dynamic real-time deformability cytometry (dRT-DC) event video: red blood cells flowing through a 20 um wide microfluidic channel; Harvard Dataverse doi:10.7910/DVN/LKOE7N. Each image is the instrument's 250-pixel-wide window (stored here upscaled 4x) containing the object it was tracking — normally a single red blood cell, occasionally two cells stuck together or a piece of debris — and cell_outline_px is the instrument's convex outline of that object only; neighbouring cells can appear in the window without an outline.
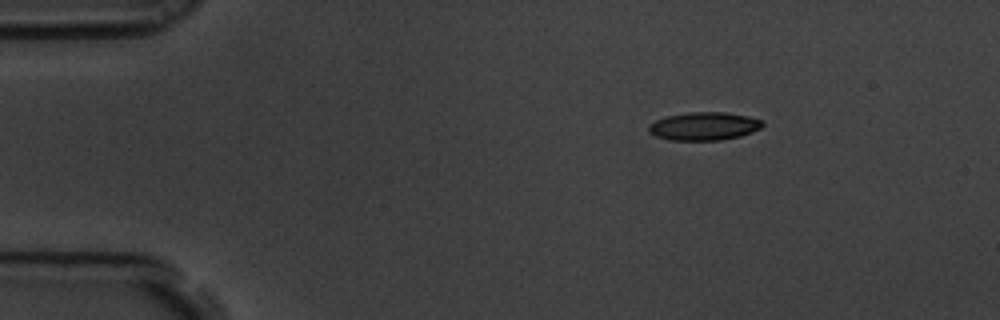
{"species": "common noctule bat (a hibernating species)", "species_latin": "Nyctalus noctula", "temperature_condition": "room temperature", "stored_images_in_passage": 5, "camera_frame_rate_fps": 3000, "um_per_image_px": 0.085, "animal": {"sex": "male", "body_mass_g": 19.5, "forearm_length_mm": 54.6}, "frame": {"image": 1, "passage_image": 1, "time_ms": 0.0, "image_size_px": [1000, 320], "cell_outline_px": [[764, 124], [760, 128], [752, 132], [740, 136], [720, 140], [668, 140], [656, 136], [648, 132], [648, 128], [656, 120], [668, 116], [688, 112], [724, 112], [748, 116], [760, 120]], "centroid_in_image_um": [59.84, 10.73], "position_along_channel_um": 25.2, "area_um2": 18.5}}
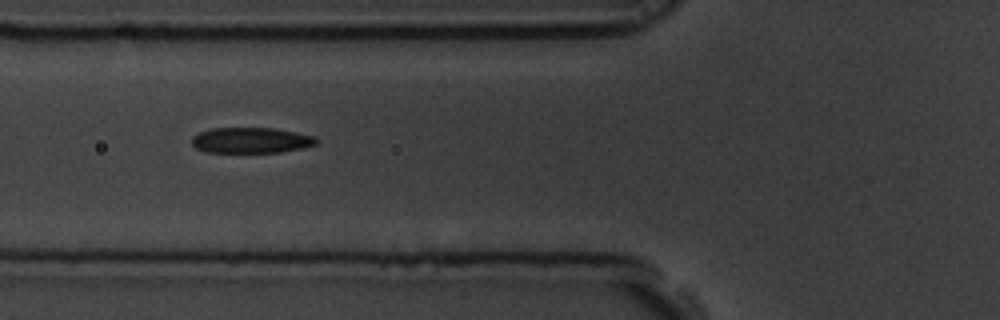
{"frame": {"image": 2, "passage_image": 4, "time_ms": 1.0, "image_size_px": [1000, 320], "cell_outline_px": [[316, 144], [304, 148], [280, 152], [204, 152], [196, 148], [192, 144], [192, 136], [208, 128], [276, 128], [316, 136]], "centroid_in_image_um": [21.33, 11.92], "position_along_channel_um": 104.5, "area_um2": 18.73}}
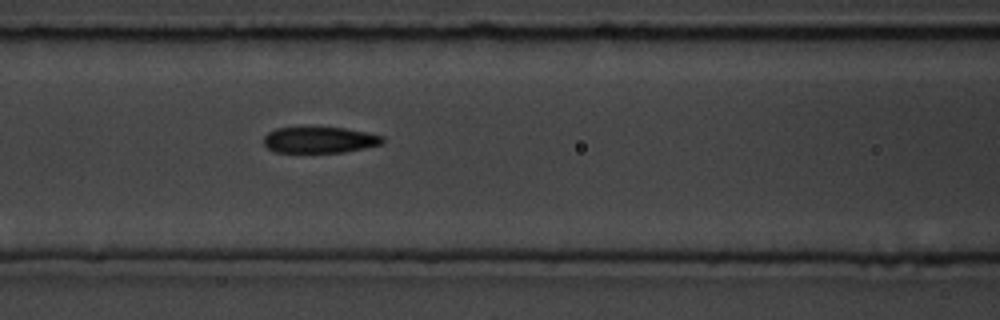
{"frame": {"image": 3, "passage_image": 5, "time_ms": 1.333, "image_size_px": [1000, 320], "cell_outline_px": [[384, 140], [380, 144], [364, 148], [344, 152], [276, 152], [268, 148], [264, 144], [264, 136], [268, 132], [276, 128], [344, 128], [368, 132], [384, 136]], "centroid_in_image_um": [27.17, 11.89], "position_along_channel_um": 139.4, "area_um2": 17.92}}